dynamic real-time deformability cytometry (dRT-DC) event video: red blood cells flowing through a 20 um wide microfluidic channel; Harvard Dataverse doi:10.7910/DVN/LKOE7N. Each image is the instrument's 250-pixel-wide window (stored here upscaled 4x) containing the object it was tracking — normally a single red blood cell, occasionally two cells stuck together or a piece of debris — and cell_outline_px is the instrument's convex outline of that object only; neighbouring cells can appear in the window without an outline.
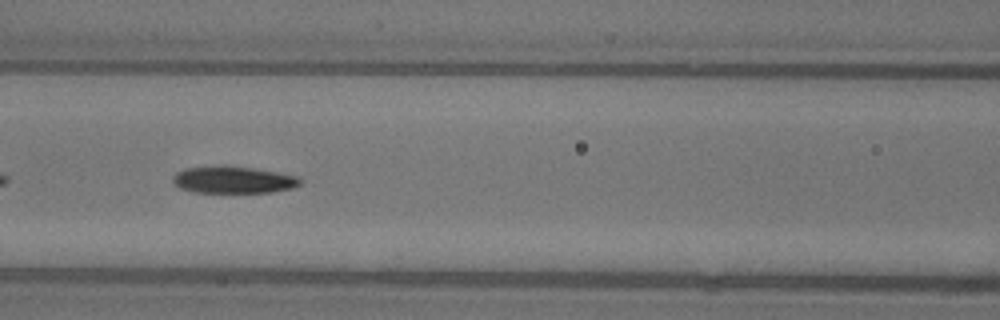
{"species": "common noctule bat (a hibernating species)", "species_latin": "Nyctalus noctula", "temperature_condition": "warm", "stored_images_in_passage": 13, "camera_frame_rate_fps": 3000, "um_per_image_px": 0.085, "animal": {"sex": "female"}, "frame": {"image": 1, "passage_image": 8, "time_ms": 2.333, "image_size_px": [1000, 320], "cell_outline_px": [[300, 184], [292, 188], [272, 192], [192, 192], [180, 188], [172, 184], [172, 176], [176, 172], [184, 168], [216, 164], [228, 164], [300, 176]], "centroid_in_image_um": [19.76, 15.25], "position_along_channel_um": 146.8, "area_um2": 20.52}}
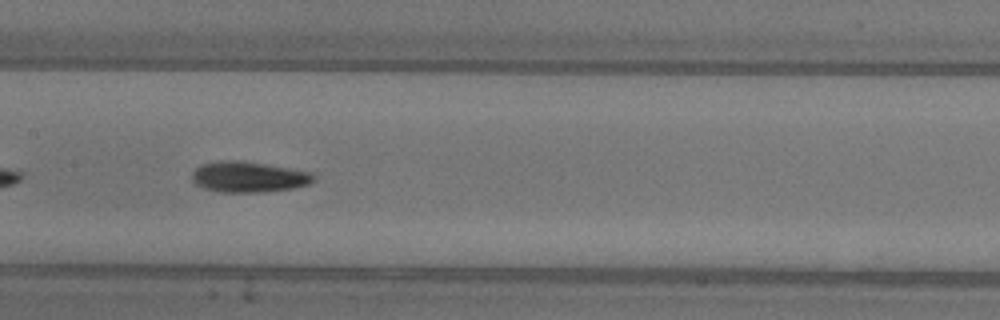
{"frame": {"image": 2, "passage_image": 11, "time_ms": 3.333, "image_size_px": [1000, 320], "cell_outline_px": [[316, 180], [308, 184], [292, 188], [264, 192], [220, 192], [204, 188], [196, 184], [192, 180], [192, 172], [200, 164], [216, 160], [244, 160], [312, 172], [316, 176]], "centroid_in_image_um": [21.12, 15.02], "position_along_channel_um": 186.3, "area_um2": 22.08}}